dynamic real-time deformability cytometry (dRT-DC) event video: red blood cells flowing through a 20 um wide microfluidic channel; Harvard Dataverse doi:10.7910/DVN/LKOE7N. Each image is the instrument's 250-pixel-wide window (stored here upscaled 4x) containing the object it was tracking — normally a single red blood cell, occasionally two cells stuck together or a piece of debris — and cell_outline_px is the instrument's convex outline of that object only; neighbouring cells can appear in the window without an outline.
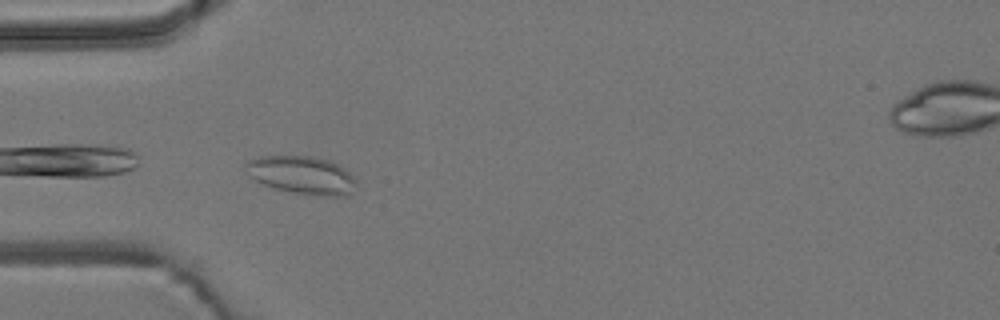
{"species": "common noctule bat (a hibernating species)", "species_latin": "Nyctalus noctula", "temperature_condition": "room temperature", "stored_images_in_passage": 32, "camera_frame_rate_fps": 3000, "um_per_image_px": 0.085, "animal": {"sex": "male", "body_mass_g": 19.2, "forearm_length_mm": 51.8}, "frame": {"image": 1, "passage_image": 1, "time_ms": 0.0, "image_size_px": [1000, 320], "cell_outline_px": [[356, 180], [348, 196], [308, 196], [276, 188], [264, 184], [248, 176], [244, 172], [244, 164], [248, 160], [260, 156], [312, 156], [328, 160], [336, 164], [348, 172]], "centroid_in_image_um": [25.6, 14.89], "position_along_channel_um": 59.4, "area_um2": 24.51}}
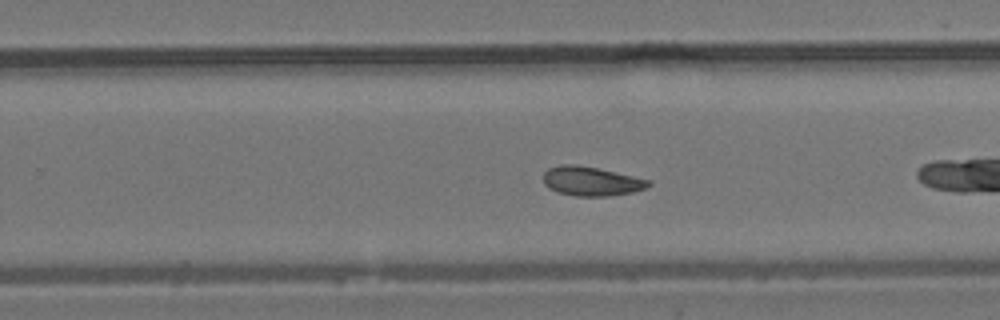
{"frame": {"image": 2, "passage_image": 14, "time_ms": 4.333, "image_size_px": [1000, 320], "cell_outline_px": [[652, 184], [648, 188], [632, 192], [608, 196], [576, 196], [556, 192], [548, 188], [544, 184], [544, 172], [548, 168], [560, 164], [576, 164], [596, 168], [652, 180]], "centroid_in_image_um": [50.26, 15.4], "position_along_channel_um": 279.5, "area_um2": 18.03}, "authors_computed_cell_mechanics": {"area_um2": 18.0336, "velocity_mm_per_s": 3.796, "shape_relaxation_time_tau1_ms": null, "shape_relaxation_time_tau2_ms": 1.1218, "deformation_change_tau1": null, "deformation_change_tau2": 0.0641}}